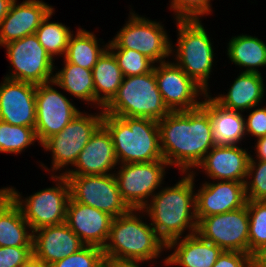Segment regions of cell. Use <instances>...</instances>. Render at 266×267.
I'll return each instance as SVG.
<instances>
[{
	"label": "cell",
	"instance_id": "cell-28",
	"mask_svg": "<svg viewBox=\"0 0 266 267\" xmlns=\"http://www.w3.org/2000/svg\"><path fill=\"white\" fill-rule=\"evenodd\" d=\"M227 55L231 62L245 67V72L260 73L259 67H266V44L258 37L240 34L228 43Z\"/></svg>",
	"mask_w": 266,
	"mask_h": 267
},
{
	"label": "cell",
	"instance_id": "cell-11",
	"mask_svg": "<svg viewBox=\"0 0 266 267\" xmlns=\"http://www.w3.org/2000/svg\"><path fill=\"white\" fill-rule=\"evenodd\" d=\"M118 165L120 169L113 174L123 200L131 209H142L149 202L156 189L162 187L165 168L169 166L165 160Z\"/></svg>",
	"mask_w": 266,
	"mask_h": 267
},
{
	"label": "cell",
	"instance_id": "cell-4",
	"mask_svg": "<svg viewBox=\"0 0 266 267\" xmlns=\"http://www.w3.org/2000/svg\"><path fill=\"white\" fill-rule=\"evenodd\" d=\"M141 212L142 209H131L113 218L108 240L103 247L104 256L144 263L157 259L163 249L167 250L166 243L157 235L151 223L142 222L143 217L137 214Z\"/></svg>",
	"mask_w": 266,
	"mask_h": 267
},
{
	"label": "cell",
	"instance_id": "cell-37",
	"mask_svg": "<svg viewBox=\"0 0 266 267\" xmlns=\"http://www.w3.org/2000/svg\"><path fill=\"white\" fill-rule=\"evenodd\" d=\"M211 0H171L170 9L175 19H200L212 12Z\"/></svg>",
	"mask_w": 266,
	"mask_h": 267
},
{
	"label": "cell",
	"instance_id": "cell-31",
	"mask_svg": "<svg viewBox=\"0 0 266 267\" xmlns=\"http://www.w3.org/2000/svg\"><path fill=\"white\" fill-rule=\"evenodd\" d=\"M54 10L48 13L35 32L38 41L52 58L57 57L55 55L65 56L73 32L65 24L49 22Z\"/></svg>",
	"mask_w": 266,
	"mask_h": 267
},
{
	"label": "cell",
	"instance_id": "cell-44",
	"mask_svg": "<svg viewBox=\"0 0 266 267\" xmlns=\"http://www.w3.org/2000/svg\"><path fill=\"white\" fill-rule=\"evenodd\" d=\"M17 267H49L40 261L36 256L32 255L25 262L21 263Z\"/></svg>",
	"mask_w": 266,
	"mask_h": 267
},
{
	"label": "cell",
	"instance_id": "cell-10",
	"mask_svg": "<svg viewBox=\"0 0 266 267\" xmlns=\"http://www.w3.org/2000/svg\"><path fill=\"white\" fill-rule=\"evenodd\" d=\"M3 46L13 68L4 78L35 85L53 81V70L56 67L54 59L46 52L35 34Z\"/></svg>",
	"mask_w": 266,
	"mask_h": 267
},
{
	"label": "cell",
	"instance_id": "cell-9",
	"mask_svg": "<svg viewBox=\"0 0 266 267\" xmlns=\"http://www.w3.org/2000/svg\"><path fill=\"white\" fill-rule=\"evenodd\" d=\"M103 116V110L97 115L79 112L61 132L51 136L42 144L46 151L52 153V169H48L43 163L40 164L41 167L56 174L69 164L74 166L91 136L102 125Z\"/></svg>",
	"mask_w": 266,
	"mask_h": 267
},
{
	"label": "cell",
	"instance_id": "cell-27",
	"mask_svg": "<svg viewBox=\"0 0 266 267\" xmlns=\"http://www.w3.org/2000/svg\"><path fill=\"white\" fill-rule=\"evenodd\" d=\"M209 115L213 137L218 145H237L246 136L245 118L240 111L228 110L209 95Z\"/></svg>",
	"mask_w": 266,
	"mask_h": 267
},
{
	"label": "cell",
	"instance_id": "cell-43",
	"mask_svg": "<svg viewBox=\"0 0 266 267\" xmlns=\"http://www.w3.org/2000/svg\"><path fill=\"white\" fill-rule=\"evenodd\" d=\"M256 157L258 160L266 161V136L257 139L256 145Z\"/></svg>",
	"mask_w": 266,
	"mask_h": 267
},
{
	"label": "cell",
	"instance_id": "cell-16",
	"mask_svg": "<svg viewBox=\"0 0 266 267\" xmlns=\"http://www.w3.org/2000/svg\"><path fill=\"white\" fill-rule=\"evenodd\" d=\"M36 85L4 78L0 84V120L12 125L35 127Z\"/></svg>",
	"mask_w": 266,
	"mask_h": 267
},
{
	"label": "cell",
	"instance_id": "cell-22",
	"mask_svg": "<svg viewBox=\"0 0 266 267\" xmlns=\"http://www.w3.org/2000/svg\"><path fill=\"white\" fill-rule=\"evenodd\" d=\"M54 8L42 0H14L7 16L0 23V46L35 34L43 19Z\"/></svg>",
	"mask_w": 266,
	"mask_h": 267
},
{
	"label": "cell",
	"instance_id": "cell-35",
	"mask_svg": "<svg viewBox=\"0 0 266 267\" xmlns=\"http://www.w3.org/2000/svg\"><path fill=\"white\" fill-rule=\"evenodd\" d=\"M245 192L247 201H266V161L257 158L255 160L252 155L248 165Z\"/></svg>",
	"mask_w": 266,
	"mask_h": 267
},
{
	"label": "cell",
	"instance_id": "cell-18",
	"mask_svg": "<svg viewBox=\"0 0 266 267\" xmlns=\"http://www.w3.org/2000/svg\"><path fill=\"white\" fill-rule=\"evenodd\" d=\"M118 165L112 138L108 130L101 125L91 136L87 145L79 154L74 169L61 173L65 176L105 175Z\"/></svg>",
	"mask_w": 266,
	"mask_h": 267
},
{
	"label": "cell",
	"instance_id": "cell-8",
	"mask_svg": "<svg viewBox=\"0 0 266 267\" xmlns=\"http://www.w3.org/2000/svg\"><path fill=\"white\" fill-rule=\"evenodd\" d=\"M126 24L108 42V48L132 49L145 55L154 63L166 62L172 54V42L164 25L141 17L132 10Z\"/></svg>",
	"mask_w": 266,
	"mask_h": 267
},
{
	"label": "cell",
	"instance_id": "cell-21",
	"mask_svg": "<svg viewBox=\"0 0 266 267\" xmlns=\"http://www.w3.org/2000/svg\"><path fill=\"white\" fill-rule=\"evenodd\" d=\"M32 233L33 255L47 266L85 246L66 223L41 227Z\"/></svg>",
	"mask_w": 266,
	"mask_h": 267
},
{
	"label": "cell",
	"instance_id": "cell-14",
	"mask_svg": "<svg viewBox=\"0 0 266 267\" xmlns=\"http://www.w3.org/2000/svg\"><path fill=\"white\" fill-rule=\"evenodd\" d=\"M54 82L36 85L35 133L41 145L63 128L80 112L75 105L57 91Z\"/></svg>",
	"mask_w": 266,
	"mask_h": 267
},
{
	"label": "cell",
	"instance_id": "cell-42",
	"mask_svg": "<svg viewBox=\"0 0 266 267\" xmlns=\"http://www.w3.org/2000/svg\"><path fill=\"white\" fill-rule=\"evenodd\" d=\"M251 267H266V244L251 254Z\"/></svg>",
	"mask_w": 266,
	"mask_h": 267
},
{
	"label": "cell",
	"instance_id": "cell-25",
	"mask_svg": "<svg viewBox=\"0 0 266 267\" xmlns=\"http://www.w3.org/2000/svg\"><path fill=\"white\" fill-rule=\"evenodd\" d=\"M32 241V229L21 208L0 189V247H32Z\"/></svg>",
	"mask_w": 266,
	"mask_h": 267
},
{
	"label": "cell",
	"instance_id": "cell-45",
	"mask_svg": "<svg viewBox=\"0 0 266 267\" xmlns=\"http://www.w3.org/2000/svg\"><path fill=\"white\" fill-rule=\"evenodd\" d=\"M14 0H0V23L7 16Z\"/></svg>",
	"mask_w": 266,
	"mask_h": 267
},
{
	"label": "cell",
	"instance_id": "cell-13",
	"mask_svg": "<svg viewBox=\"0 0 266 267\" xmlns=\"http://www.w3.org/2000/svg\"><path fill=\"white\" fill-rule=\"evenodd\" d=\"M196 233L223 251L249 254V214L247 204L237 210L201 218Z\"/></svg>",
	"mask_w": 266,
	"mask_h": 267
},
{
	"label": "cell",
	"instance_id": "cell-6",
	"mask_svg": "<svg viewBox=\"0 0 266 267\" xmlns=\"http://www.w3.org/2000/svg\"><path fill=\"white\" fill-rule=\"evenodd\" d=\"M177 47L174 53L177 64L191 79L201 86L208 94V80L212 72L214 51L200 19H177Z\"/></svg>",
	"mask_w": 266,
	"mask_h": 267
},
{
	"label": "cell",
	"instance_id": "cell-30",
	"mask_svg": "<svg viewBox=\"0 0 266 267\" xmlns=\"http://www.w3.org/2000/svg\"><path fill=\"white\" fill-rule=\"evenodd\" d=\"M76 35H71L64 59L80 67L92 70L98 58L108 48V43L100 47L96 35L78 28Z\"/></svg>",
	"mask_w": 266,
	"mask_h": 267
},
{
	"label": "cell",
	"instance_id": "cell-3",
	"mask_svg": "<svg viewBox=\"0 0 266 267\" xmlns=\"http://www.w3.org/2000/svg\"><path fill=\"white\" fill-rule=\"evenodd\" d=\"M102 125L111 135L118 164L164 160L157 121L104 114Z\"/></svg>",
	"mask_w": 266,
	"mask_h": 267
},
{
	"label": "cell",
	"instance_id": "cell-12",
	"mask_svg": "<svg viewBox=\"0 0 266 267\" xmlns=\"http://www.w3.org/2000/svg\"><path fill=\"white\" fill-rule=\"evenodd\" d=\"M66 178L70 187V198L73 201L101 210L113 218L131 210L120 194L113 173L66 176Z\"/></svg>",
	"mask_w": 266,
	"mask_h": 267
},
{
	"label": "cell",
	"instance_id": "cell-24",
	"mask_svg": "<svg viewBox=\"0 0 266 267\" xmlns=\"http://www.w3.org/2000/svg\"><path fill=\"white\" fill-rule=\"evenodd\" d=\"M232 83L227 94L211 98L228 110L244 112L259 106L266 90L261 73L242 71Z\"/></svg>",
	"mask_w": 266,
	"mask_h": 267
},
{
	"label": "cell",
	"instance_id": "cell-32",
	"mask_svg": "<svg viewBox=\"0 0 266 267\" xmlns=\"http://www.w3.org/2000/svg\"><path fill=\"white\" fill-rule=\"evenodd\" d=\"M36 140L35 127L12 125L0 120V153L21 154Z\"/></svg>",
	"mask_w": 266,
	"mask_h": 267
},
{
	"label": "cell",
	"instance_id": "cell-2",
	"mask_svg": "<svg viewBox=\"0 0 266 267\" xmlns=\"http://www.w3.org/2000/svg\"><path fill=\"white\" fill-rule=\"evenodd\" d=\"M182 174L185 176L174 186L160 188L142 208V214L148 215L151 226L166 245L181 238L184 230L189 229L187 235H192L197 229L195 172Z\"/></svg>",
	"mask_w": 266,
	"mask_h": 267
},
{
	"label": "cell",
	"instance_id": "cell-39",
	"mask_svg": "<svg viewBox=\"0 0 266 267\" xmlns=\"http://www.w3.org/2000/svg\"><path fill=\"white\" fill-rule=\"evenodd\" d=\"M246 135L250 134L257 139L266 136V107L253 109L245 118Z\"/></svg>",
	"mask_w": 266,
	"mask_h": 267
},
{
	"label": "cell",
	"instance_id": "cell-23",
	"mask_svg": "<svg viewBox=\"0 0 266 267\" xmlns=\"http://www.w3.org/2000/svg\"><path fill=\"white\" fill-rule=\"evenodd\" d=\"M176 247V248H174ZM174 252L164 259V264L182 267H212L222 249L212 242L204 240L197 233L177 238L167 244Z\"/></svg>",
	"mask_w": 266,
	"mask_h": 267
},
{
	"label": "cell",
	"instance_id": "cell-40",
	"mask_svg": "<svg viewBox=\"0 0 266 267\" xmlns=\"http://www.w3.org/2000/svg\"><path fill=\"white\" fill-rule=\"evenodd\" d=\"M212 267H251V255L239 251H222Z\"/></svg>",
	"mask_w": 266,
	"mask_h": 267
},
{
	"label": "cell",
	"instance_id": "cell-29",
	"mask_svg": "<svg viewBox=\"0 0 266 267\" xmlns=\"http://www.w3.org/2000/svg\"><path fill=\"white\" fill-rule=\"evenodd\" d=\"M62 70L54 74V86L60 87L75 98L95 104L92 70L69 63L64 59Z\"/></svg>",
	"mask_w": 266,
	"mask_h": 267
},
{
	"label": "cell",
	"instance_id": "cell-17",
	"mask_svg": "<svg viewBox=\"0 0 266 267\" xmlns=\"http://www.w3.org/2000/svg\"><path fill=\"white\" fill-rule=\"evenodd\" d=\"M246 203L245 183L206 181L195 194L197 222L203 217L237 210Z\"/></svg>",
	"mask_w": 266,
	"mask_h": 267
},
{
	"label": "cell",
	"instance_id": "cell-5",
	"mask_svg": "<svg viewBox=\"0 0 266 267\" xmlns=\"http://www.w3.org/2000/svg\"><path fill=\"white\" fill-rule=\"evenodd\" d=\"M104 114L161 120L170 111L158 89L155 72L123 77L113 98L103 107Z\"/></svg>",
	"mask_w": 266,
	"mask_h": 267
},
{
	"label": "cell",
	"instance_id": "cell-38",
	"mask_svg": "<svg viewBox=\"0 0 266 267\" xmlns=\"http://www.w3.org/2000/svg\"><path fill=\"white\" fill-rule=\"evenodd\" d=\"M32 255V247H0V267H17Z\"/></svg>",
	"mask_w": 266,
	"mask_h": 267
},
{
	"label": "cell",
	"instance_id": "cell-19",
	"mask_svg": "<svg viewBox=\"0 0 266 267\" xmlns=\"http://www.w3.org/2000/svg\"><path fill=\"white\" fill-rule=\"evenodd\" d=\"M238 145L216 144L197 165L211 180L245 183L251 154Z\"/></svg>",
	"mask_w": 266,
	"mask_h": 267
},
{
	"label": "cell",
	"instance_id": "cell-7",
	"mask_svg": "<svg viewBox=\"0 0 266 267\" xmlns=\"http://www.w3.org/2000/svg\"><path fill=\"white\" fill-rule=\"evenodd\" d=\"M56 186L42 189L22 199L20 192L13 187L2 189L21 208L24 219L32 232L45 226L59 225L66 221L67 205L70 200V187L65 175L51 173Z\"/></svg>",
	"mask_w": 266,
	"mask_h": 267
},
{
	"label": "cell",
	"instance_id": "cell-20",
	"mask_svg": "<svg viewBox=\"0 0 266 267\" xmlns=\"http://www.w3.org/2000/svg\"><path fill=\"white\" fill-rule=\"evenodd\" d=\"M112 220V216L101 210L71 198L68 202L65 223L85 245L103 249L108 240Z\"/></svg>",
	"mask_w": 266,
	"mask_h": 267
},
{
	"label": "cell",
	"instance_id": "cell-1",
	"mask_svg": "<svg viewBox=\"0 0 266 267\" xmlns=\"http://www.w3.org/2000/svg\"><path fill=\"white\" fill-rule=\"evenodd\" d=\"M204 99L195 109L170 111L158 121L163 159L182 173H191V168H196L216 145L209 115V95Z\"/></svg>",
	"mask_w": 266,
	"mask_h": 267
},
{
	"label": "cell",
	"instance_id": "cell-36",
	"mask_svg": "<svg viewBox=\"0 0 266 267\" xmlns=\"http://www.w3.org/2000/svg\"><path fill=\"white\" fill-rule=\"evenodd\" d=\"M103 258L102 248L85 245L79 251L54 262L49 267H102Z\"/></svg>",
	"mask_w": 266,
	"mask_h": 267
},
{
	"label": "cell",
	"instance_id": "cell-41",
	"mask_svg": "<svg viewBox=\"0 0 266 267\" xmlns=\"http://www.w3.org/2000/svg\"><path fill=\"white\" fill-rule=\"evenodd\" d=\"M139 262L141 261L104 256L102 267H140Z\"/></svg>",
	"mask_w": 266,
	"mask_h": 267
},
{
	"label": "cell",
	"instance_id": "cell-34",
	"mask_svg": "<svg viewBox=\"0 0 266 267\" xmlns=\"http://www.w3.org/2000/svg\"><path fill=\"white\" fill-rule=\"evenodd\" d=\"M249 214V254L266 244V201H247Z\"/></svg>",
	"mask_w": 266,
	"mask_h": 267
},
{
	"label": "cell",
	"instance_id": "cell-26",
	"mask_svg": "<svg viewBox=\"0 0 266 267\" xmlns=\"http://www.w3.org/2000/svg\"><path fill=\"white\" fill-rule=\"evenodd\" d=\"M92 76L95 88V106L102 110L116 94L123 80L118 62L108 48L98 58L92 69Z\"/></svg>",
	"mask_w": 266,
	"mask_h": 267
},
{
	"label": "cell",
	"instance_id": "cell-33",
	"mask_svg": "<svg viewBox=\"0 0 266 267\" xmlns=\"http://www.w3.org/2000/svg\"><path fill=\"white\" fill-rule=\"evenodd\" d=\"M115 56L123 77L152 72L155 63L142 53L132 49L108 48Z\"/></svg>",
	"mask_w": 266,
	"mask_h": 267
},
{
	"label": "cell",
	"instance_id": "cell-15",
	"mask_svg": "<svg viewBox=\"0 0 266 267\" xmlns=\"http://www.w3.org/2000/svg\"><path fill=\"white\" fill-rule=\"evenodd\" d=\"M158 89L169 111H187L202 105L198 101L208 94L174 62H162L154 67Z\"/></svg>",
	"mask_w": 266,
	"mask_h": 267
}]
</instances>
